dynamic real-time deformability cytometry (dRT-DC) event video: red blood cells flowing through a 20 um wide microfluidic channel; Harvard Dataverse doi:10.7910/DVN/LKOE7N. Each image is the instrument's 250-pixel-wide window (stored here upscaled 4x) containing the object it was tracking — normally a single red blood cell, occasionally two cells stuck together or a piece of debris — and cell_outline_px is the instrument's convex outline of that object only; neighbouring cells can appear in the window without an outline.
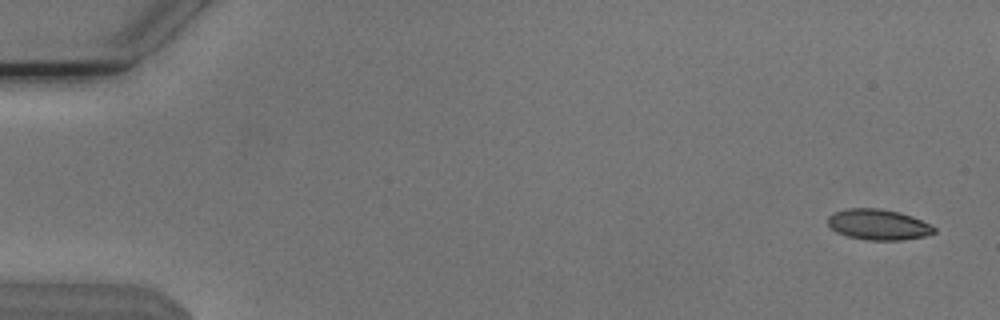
{"species": "Egyptian fruit bat (a non-hibernating species)", "species_latin": "Rousettus aegyptiacus", "temperature_condition": "cold", "stored_images_in_passage": 50, "camera_frame_rate_fps": 3000, "um_per_image_px": 0.085, "animal": {"sex": "male"}, "frame": {"image": 1, "passage_image": 1, "time_ms": 0.0, "image_size_px": [1000, 320], "cell_outline_px": [[936, 232], [924, 236], [900, 240], [868, 240], [848, 236], [836, 232], [828, 224], [828, 216], [836, 212], [848, 208], [876, 208], [900, 212], [912, 216], [936, 228]], "centroid_in_image_um": [74.65, 19.09], "position_along_channel_um": 10.3, "area_um2": 18.79}}
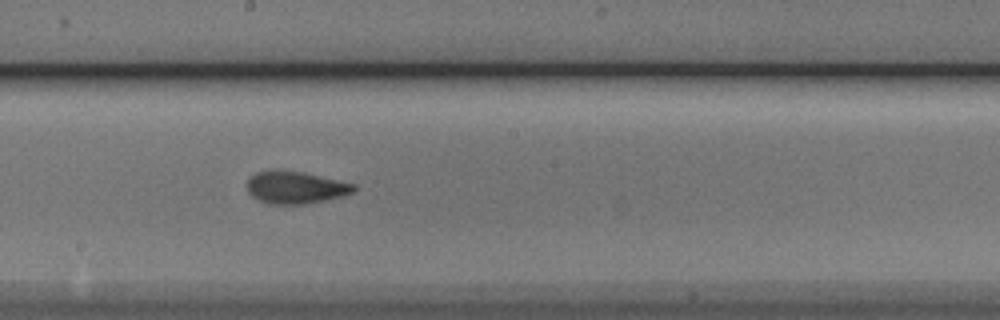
{"frame": {"image": 2, "passage_image": 29, "time_ms": 9.333, "image_size_px": [1000, 320], "cell_outline_px": [[356, 188], [352, 192], [344, 196], [304, 204], [268, 204], [252, 196], [248, 192], [248, 180], [256, 172], [300, 172], [356, 184]], "centroid_in_image_um": [25.15, 15.97], "position_along_channel_um": 223.1, "area_um2": 19.42}}
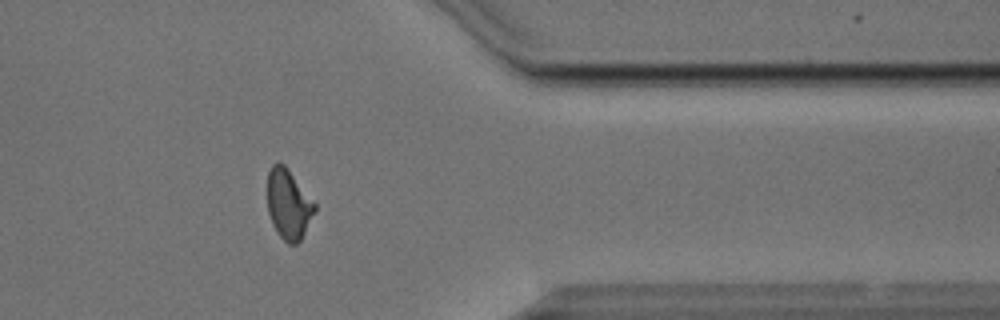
{"frame": {"image": 3, "passage_image": 43, "time_ms": 14.0, "image_size_px": [1000, 320], "cell_outline_px": [[316, 208], [300, 240], [296, 244], [288, 244], [276, 232], [272, 224], [268, 212], [268, 172], [272, 164], [276, 160], [280, 160], [288, 168], [316, 204]], "centroid_in_image_um": [24.5, 17.32], "position_along_channel_um": 386.9, "area_um2": 19.25}}